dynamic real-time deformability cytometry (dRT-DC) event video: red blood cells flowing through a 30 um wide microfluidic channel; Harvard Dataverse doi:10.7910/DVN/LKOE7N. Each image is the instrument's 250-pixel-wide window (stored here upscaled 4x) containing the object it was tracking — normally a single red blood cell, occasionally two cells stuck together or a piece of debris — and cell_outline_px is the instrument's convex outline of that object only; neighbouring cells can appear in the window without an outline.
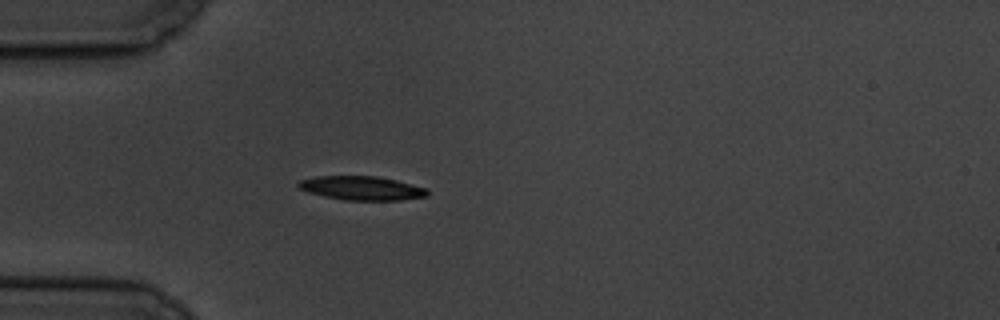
{"species": "common noctule bat (a hibernating species)", "species_latin": "Nyctalus noctula", "temperature_condition": "cold", "stored_images_in_passage": 2, "camera_frame_rate_fps": 3000, "um_per_image_px": 0.085, "animal": {"sex": "male", "body_mass_g": 19.5, "forearm_length_mm": 54.6}, "frame": {"image": 1, "passage_image": 2, "time_ms": 1.333, "image_size_px": [1000, 320], "cell_outline_px": [[428, 196], [400, 200], [344, 200], [324, 196], [308, 192], [300, 188], [296, 184], [300, 180], [316, 176], [376, 176], [396, 180], [428, 188]], "centroid_in_image_um": [30.76, 15.99], "position_along_channel_um": 54.2, "area_um2": 17.98}}